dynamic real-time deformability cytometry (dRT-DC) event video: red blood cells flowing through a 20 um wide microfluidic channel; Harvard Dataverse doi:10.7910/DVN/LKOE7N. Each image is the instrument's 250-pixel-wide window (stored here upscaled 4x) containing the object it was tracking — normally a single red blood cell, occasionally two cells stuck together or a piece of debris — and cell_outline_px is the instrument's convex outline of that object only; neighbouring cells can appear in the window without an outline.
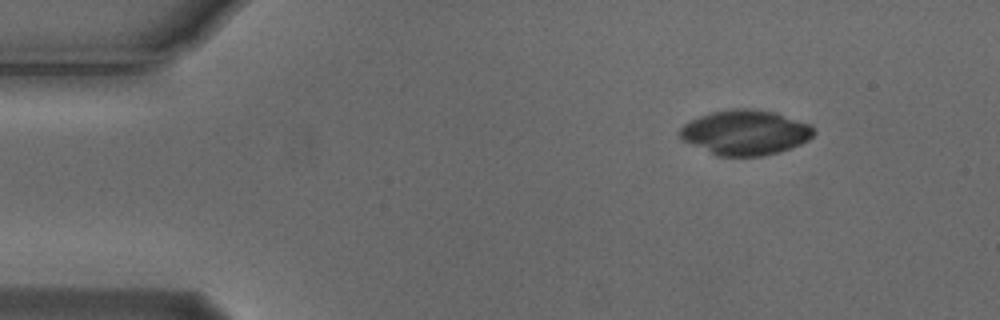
{"species": "Egyptian fruit bat (a non-hibernating species)", "species_latin": "Rousettus aegyptiacus", "temperature_condition": "cold", "stored_images_in_passage": 2, "camera_frame_rate_fps": 3000, "um_per_image_px": 0.085, "animal": {"sex": "male"}, "frame": {"image": 1, "passage_image": 2, "time_ms": 0.333, "image_size_px": [1000, 320], "cell_outline_px": [[816, 132], [808, 140], [800, 144], [780, 152], [764, 156], [716, 156], [680, 140], [680, 128], [684, 124], [700, 116], [712, 112], [728, 108], [752, 108], [776, 112], [808, 124]], "centroid_in_image_um": [63.32, 11.26], "position_along_channel_um": 21.7, "area_um2": 35.26}}